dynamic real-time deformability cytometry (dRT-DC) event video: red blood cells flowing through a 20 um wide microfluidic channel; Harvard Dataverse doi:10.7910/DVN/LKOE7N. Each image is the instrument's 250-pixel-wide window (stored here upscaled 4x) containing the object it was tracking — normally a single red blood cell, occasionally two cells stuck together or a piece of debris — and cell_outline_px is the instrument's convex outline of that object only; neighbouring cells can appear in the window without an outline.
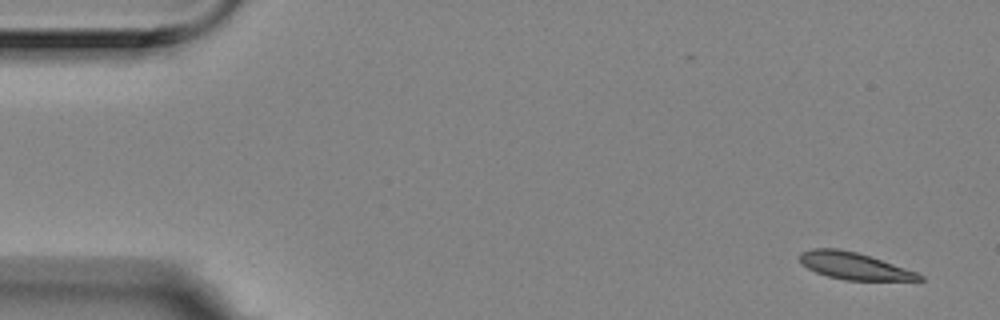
{"species": "Egyptian fruit bat (a non-hibernating species)", "species_latin": "Rousettus aegyptiacus", "temperature_condition": "room temperature", "stored_images_in_passage": 7, "camera_frame_rate_fps": 3000, "um_per_image_px": 0.085, "animal": {"sex": "female"}, "frame": {"image": 1, "passage_image": 1, "time_ms": 0.0, "image_size_px": [1000, 320], "cell_outline_px": [[924, 280], [844, 280], [828, 276], [816, 272], [808, 268], [800, 260], [800, 252], [812, 248], [840, 248], [856, 252], [916, 272], [924, 276]], "centroid_in_image_um": [72.57, 22.6], "position_along_channel_um": 12.4, "area_um2": 18.44}}
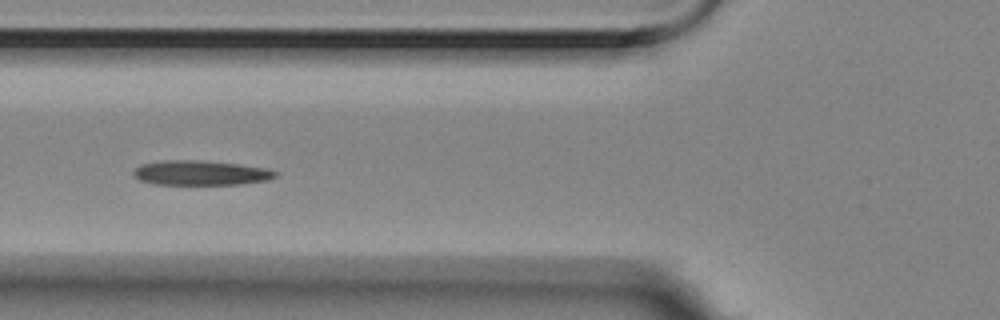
{"frame": {"image": 2, "passage_image": 6, "time_ms": 1.667, "image_size_px": [1000, 320], "cell_outline_px": [[276, 176], [268, 180], [240, 184], [152, 184], [140, 180], [132, 176], [132, 172], [140, 164], [168, 160], [196, 160], [240, 164], [264, 168], [276, 172]], "centroid_in_image_um": [17.0, 14.69], "position_along_channel_um": 108.8, "area_um2": 20.29}}
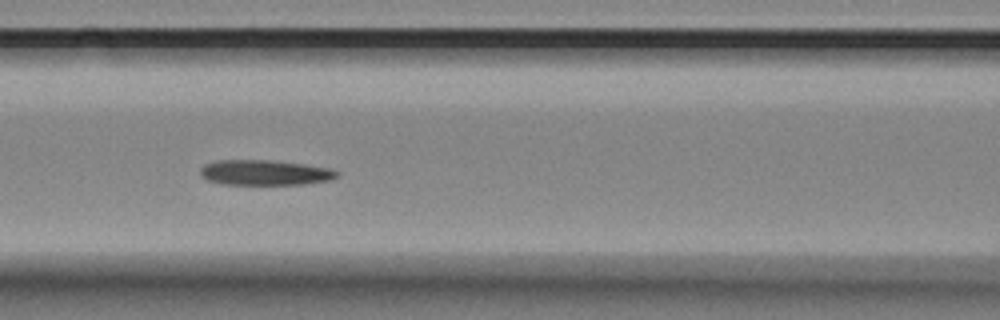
{"frame": {"image": 3, "passage_image": 7, "time_ms": 2.0, "image_size_px": [1000, 320], "cell_outline_px": [[340, 176], [332, 180], [304, 184], [224, 184], [208, 180], [200, 176], [200, 168], [204, 164], [220, 160], [272, 160], [304, 164], [328, 168], [340, 172]], "centroid_in_image_um": [22.54, 14.67], "position_along_channel_um": 144.1, "area_um2": 20.17}}